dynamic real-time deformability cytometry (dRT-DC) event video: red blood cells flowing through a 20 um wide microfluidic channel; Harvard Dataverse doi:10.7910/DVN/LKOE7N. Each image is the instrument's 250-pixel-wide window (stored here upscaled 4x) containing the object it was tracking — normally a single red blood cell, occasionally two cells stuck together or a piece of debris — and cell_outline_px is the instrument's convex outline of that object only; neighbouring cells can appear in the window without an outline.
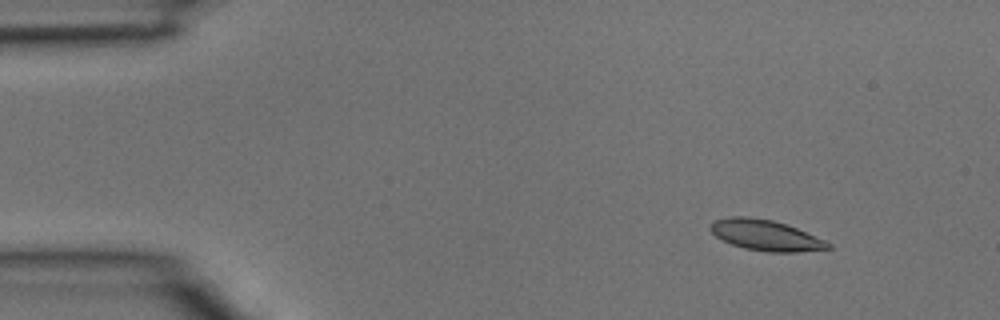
{"species": "common noctule bat (a hibernating species)", "species_latin": "Nyctalus noctula", "temperature_condition": "room temperature", "stored_images_in_passage": 3, "camera_frame_rate_fps": 3000, "um_per_image_px": 0.085, "animal": {"sex": "male", "body_mass_g": 15.6}, "frame": {"image": 1, "passage_image": 1, "time_ms": 0.0, "image_size_px": [1000, 320], "cell_outline_px": [[832, 248], [796, 252], [768, 252], [744, 248], [732, 244], [716, 236], [708, 228], [716, 220], [732, 216], [748, 216], [772, 220], [788, 224], [824, 240], [832, 244]], "centroid_in_image_um": [65.1, 19.99], "position_along_channel_um": 19.9, "area_um2": 20.92}}
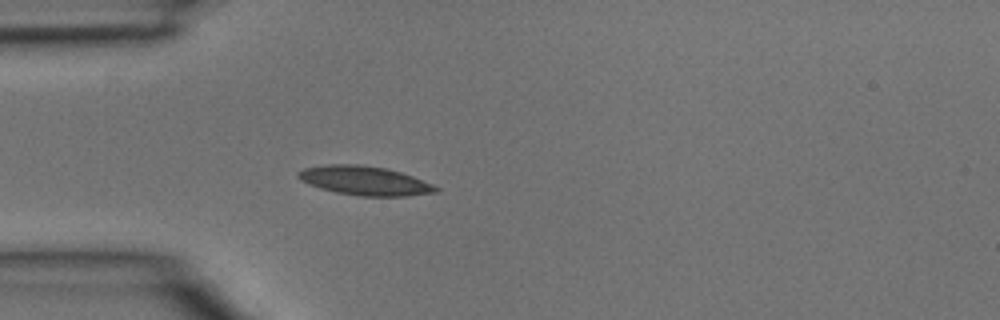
{"frame": {"image": 2, "passage_image": 3, "time_ms": 0.667, "image_size_px": [1000, 320], "cell_outline_px": [[440, 188], [436, 192], [408, 196], [356, 196], [336, 192], [320, 188], [308, 184], [300, 180], [296, 176], [296, 172], [304, 168], [328, 164], [364, 164], [388, 168], [412, 176], [432, 184]], "centroid_in_image_um": [30.97, 15.35], "position_along_channel_um": 54.0, "area_um2": 23.52}}